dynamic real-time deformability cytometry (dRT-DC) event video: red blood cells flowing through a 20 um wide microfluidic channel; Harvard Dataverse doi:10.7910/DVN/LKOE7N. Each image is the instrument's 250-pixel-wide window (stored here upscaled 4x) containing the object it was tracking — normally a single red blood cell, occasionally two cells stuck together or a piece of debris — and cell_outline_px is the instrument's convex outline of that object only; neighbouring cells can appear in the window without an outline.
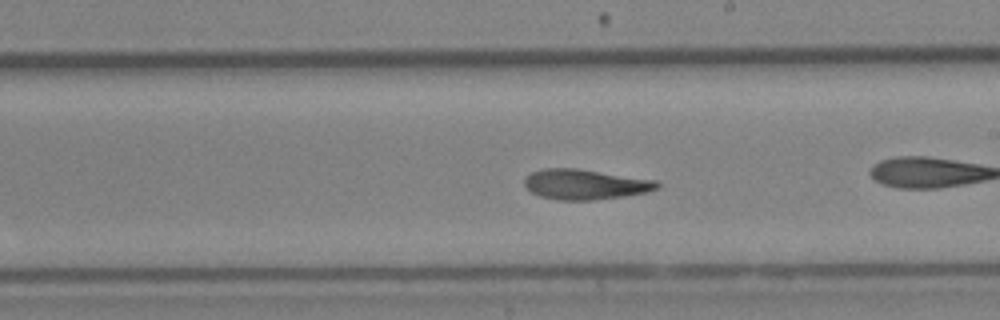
{"species": "Egyptian fruit bat (a non-hibernating species)", "species_latin": "Rousettus aegyptiacus", "temperature_condition": "cold", "stored_images_in_passage": 54, "camera_frame_rate_fps": 3000, "um_per_image_px": 0.085, "animal": {"sex": "female"}, "frame": {"image": 1, "passage_image": 31, "time_ms": 10.0, "image_size_px": [1000, 320], "cell_outline_px": [[660, 188], [648, 192], [624, 196], [592, 200], [560, 200], [540, 196], [532, 192], [524, 184], [524, 176], [532, 172], [544, 168], [576, 168], [656, 180], [660, 184]], "centroid_in_image_um": [49.75, 15.67], "position_along_channel_um": 239.3, "area_um2": 23.35}, "authors_computed_cell_mechanics": {"area_um2": 23.1778, "velocity_mm_per_s": 3.9287, "shape_relaxation_time_tau1_ms": 5.2917, "shape_relaxation_time_tau2_ms": 3.3665, "deformation_change_tau1": 0.1861, "deformation_change_tau2": 0.1191}}